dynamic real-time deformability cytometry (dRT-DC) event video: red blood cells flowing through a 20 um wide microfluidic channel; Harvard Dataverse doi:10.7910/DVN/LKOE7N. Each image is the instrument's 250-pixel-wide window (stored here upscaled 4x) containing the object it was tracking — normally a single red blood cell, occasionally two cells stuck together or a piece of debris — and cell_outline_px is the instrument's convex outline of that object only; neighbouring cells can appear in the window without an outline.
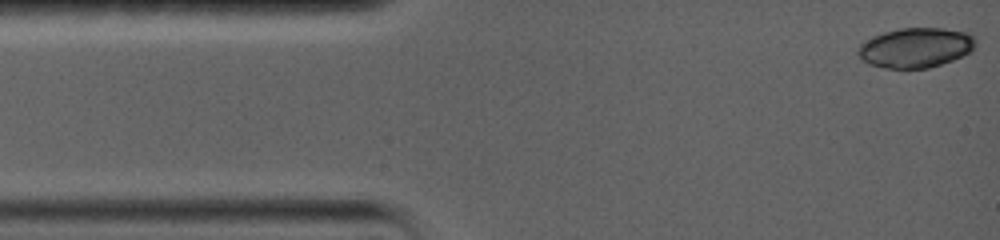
{"species": "common noctule bat (a hibernating species)", "species_latin": "Nyctalus noctula", "temperature_condition": "warm", "stored_images_in_passage": 9, "camera_frame_rate_fps": 5000, "um_per_image_px": 0.085, "animal": {"sex": "female", "body_mass_g": 19.0, "forearm_length_mm": 56.7}, "frame": {"image": 1, "passage_image": 1, "time_ms": 0.0, "image_size_px": [1000, 240], "cell_outline_px": [[976, 44], [968, 52], [952, 60], [928, 68], [888, 68], [868, 64], [860, 60], [856, 52], [860, 44], [872, 36], [884, 32], [900, 28], [944, 28], [968, 32], [976, 36]], "centroid_in_image_um": [77.8, 4.04], "position_along_channel_um": 7.2, "area_um2": 27.4}}
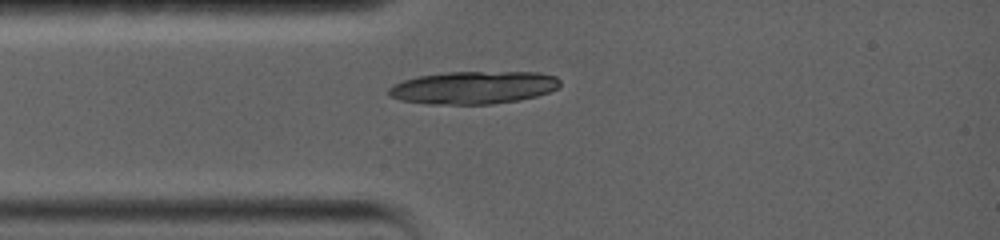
{"frame": {"image": 2, "passage_image": 9, "time_ms": 3.2, "image_size_px": [1000, 240], "cell_outline_px": [[560, 84], [556, 88], [548, 92], [536, 96], [520, 100], [492, 104], [428, 104], [400, 100], [388, 96], [388, 88], [392, 84], [404, 80], [420, 76], [448, 72], [540, 72], [556, 76], [560, 80]], "centroid_in_image_um": [40.23, 7.44], "position_along_channel_um": 44.8, "area_um2": 32.77}}